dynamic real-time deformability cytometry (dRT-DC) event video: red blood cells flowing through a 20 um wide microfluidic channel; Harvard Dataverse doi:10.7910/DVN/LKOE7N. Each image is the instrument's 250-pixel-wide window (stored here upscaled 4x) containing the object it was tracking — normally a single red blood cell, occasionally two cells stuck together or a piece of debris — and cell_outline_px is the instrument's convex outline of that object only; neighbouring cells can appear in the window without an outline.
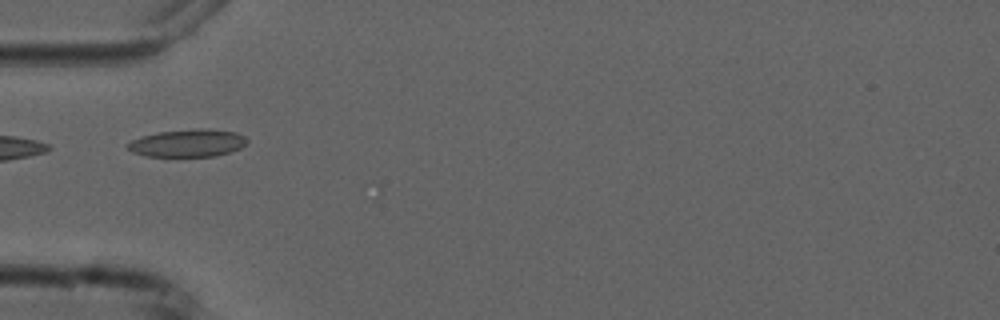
{"species": "common noctule bat (a hibernating species)", "species_latin": "Nyctalus noctula", "temperature_condition": "cold", "stored_images_in_passage": 7, "camera_frame_rate_fps": 3000, "um_per_image_px": 0.085, "animal": {"sex": "male", "forearm_length_mm": 52.5}, "frame": {"image": 1, "passage_image": 5, "time_ms": 5.333, "image_size_px": [1000, 320], "cell_outline_px": [[248, 140], [240, 148], [216, 156], [164, 160], [144, 156], [132, 152], [124, 144], [132, 140], [144, 136], [160, 132], [196, 128], [208, 128], [236, 132], [244, 136]], "centroid_in_image_um": [15.89, 12.22], "position_along_channel_um": 69.1, "area_um2": 20.17}}
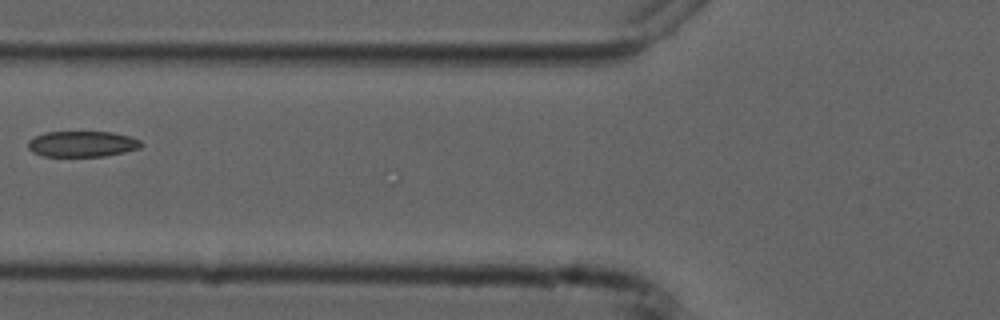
{"frame": {"image": 2, "passage_image": 6, "time_ms": 6.667, "image_size_px": [1000, 320], "cell_outline_px": [[144, 144], [140, 148], [124, 152], [104, 156], [44, 156], [32, 152], [28, 148], [28, 140], [36, 136], [48, 132], [112, 132], [132, 136], [140, 140]], "centroid_in_image_um": [7.02, 12.23], "position_along_channel_um": 118.8, "area_um2": 17.05}}
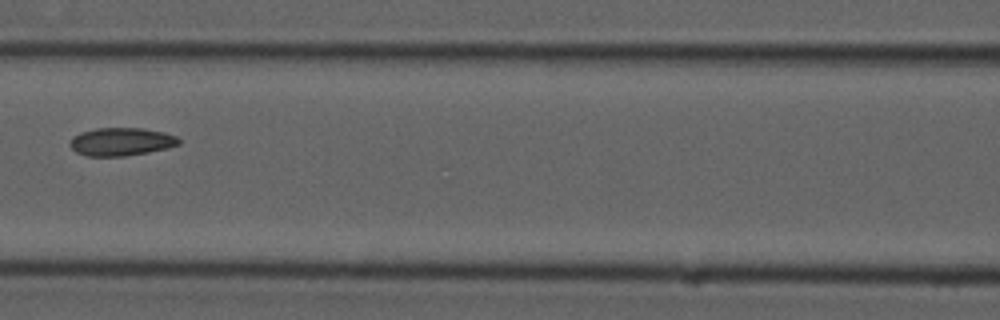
{"frame": {"image": 3, "passage_image": 7, "time_ms": 7.667, "image_size_px": [1000, 320], "cell_outline_px": [[180, 144], [168, 148], [148, 152], [124, 156], [88, 156], [76, 152], [68, 144], [72, 136], [80, 132], [96, 128], [140, 128], [164, 132], [176, 136], [180, 140]], "centroid_in_image_um": [10.28, 12.04], "position_along_channel_um": 156.3, "area_um2": 17.86}}